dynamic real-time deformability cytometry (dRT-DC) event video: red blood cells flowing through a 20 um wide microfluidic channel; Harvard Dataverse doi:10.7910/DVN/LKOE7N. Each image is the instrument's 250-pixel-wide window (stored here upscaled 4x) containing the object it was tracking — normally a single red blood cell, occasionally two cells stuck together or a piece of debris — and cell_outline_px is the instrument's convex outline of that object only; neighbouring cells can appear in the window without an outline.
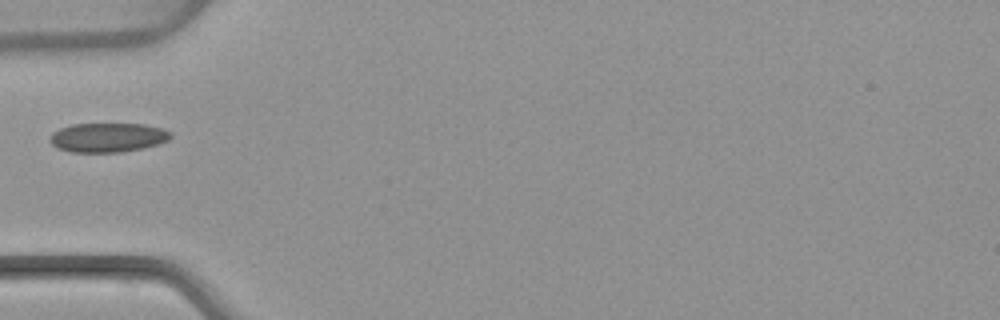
{"species": "common noctule bat (a hibernating species)", "species_latin": "Nyctalus noctula", "temperature_condition": "warm", "stored_images_in_passage": 2, "camera_frame_rate_fps": 3000, "um_per_image_px": 0.085, "animal": {"sex": "female", "body_mass_g": 22.7, "forearm_length_mm": 54.2}, "frame": {"image": 1, "passage_image": 2, "time_ms": 2.0, "image_size_px": [1000, 320], "cell_outline_px": [[172, 136], [168, 140], [144, 148], [120, 152], [72, 152], [56, 148], [48, 140], [52, 132], [60, 128], [72, 124], [144, 124], [160, 128], [172, 132]], "centroid_in_image_um": [9.13, 11.69], "position_along_channel_um": 75.9, "area_um2": 20.63}}